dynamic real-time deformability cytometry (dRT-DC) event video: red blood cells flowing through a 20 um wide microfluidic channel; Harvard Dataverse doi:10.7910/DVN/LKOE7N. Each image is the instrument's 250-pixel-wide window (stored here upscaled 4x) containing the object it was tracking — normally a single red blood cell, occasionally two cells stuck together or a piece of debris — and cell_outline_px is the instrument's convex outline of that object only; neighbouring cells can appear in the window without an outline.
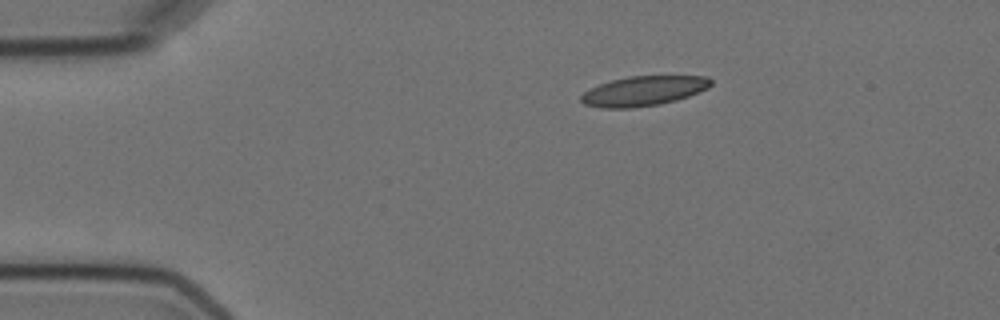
{"species": "Egyptian fruit bat (a non-hibernating species)", "species_latin": "Rousettus aegyptiacus", "temperature_condition": "cold", "stored_images_in_passage": 2, "camera_frame_rate_fps": 3000, "um_per_image_px": 0.085, "animal": {"sex": "female"}, "frame": {"image": 1, "passage_image": 2, "time_ms": 1.0, "image_size_px": [1000, 320], "cell_outline_px": [[712, 84], [708, 88], [688, 96], [676, 100], [660, 104], [632, 108], [600, 108], [584, 104], [580, 100], [580, 96], [584, 92], [600, 84], [612, 80], [628, 76], [708, 76], [712, 80]], "centroid_in_image_um": [54.7, 7.73], "position_along_channel_um": 30.3, "area_um2": 22.48}}